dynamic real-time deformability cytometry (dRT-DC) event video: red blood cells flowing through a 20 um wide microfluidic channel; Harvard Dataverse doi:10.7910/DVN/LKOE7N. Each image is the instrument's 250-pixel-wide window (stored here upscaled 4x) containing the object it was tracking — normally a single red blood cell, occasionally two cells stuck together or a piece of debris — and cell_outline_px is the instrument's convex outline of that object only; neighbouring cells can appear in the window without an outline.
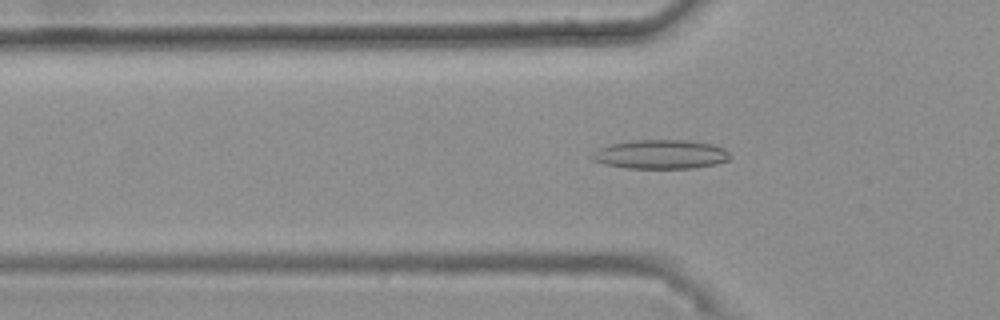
{"species": "common noctule bat (a hibernating species)", "species_latin": "Nyctalus noctula", "temperature_condition": "warm", "stored_images_in_passage": 47, "camera_frame_rate_fps": 3000, "um_per_image_px": 0.085, "animal": {"sex": "female", "body_mass_g": 25.1}, "frame": {"image": 1, "passage_image": 17, "time_ms": 5.333, "image_size_px": [1000, 320], "cell_outline_px": [[732, 156], [728, 160], [716, 164], [696, 168], [628, 168], [604, 164], [592, 160], [588, 156], [596, 148], [608, 144], [632, 140], [684, 140], [712, 144], [724, 148]], "centroid_in_image_um": [56.1, 13.12], "position_along_channel_um": 69.7, "area_um2": 23.7}}
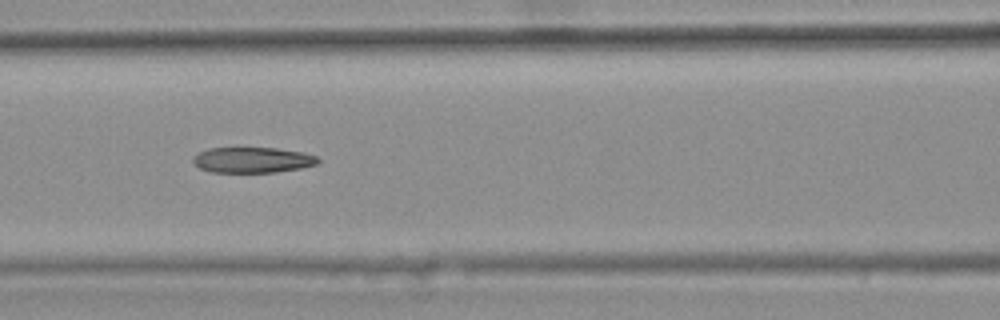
{"frame": {"image": 2, "passage_image": 23, "time_ms": 7.333, "image_size_px": [1000, 320], "cell_outline_px": [[320, 160], [316, 164], [300, 168], [276, 172], [212, 172], [200, 168], [192, 160], [192, 156], [208, 148], [276, 148], [304, 152], [316, 156]], "centroid_in_image_um": [21.46, 13.59], "position_along_channel_um": 145.1, "area_um2": 18.55}}
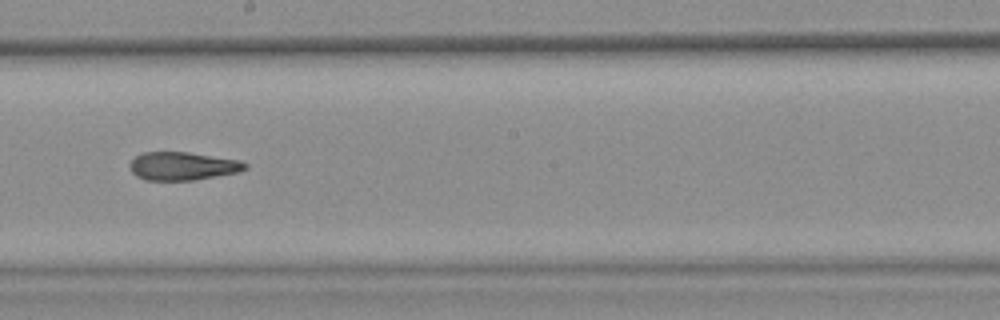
{"frame": {"image": 3, "passage_image": 30, "time_ms": 9.667, "image_size_px": [1000, 320], "cell_outline_px": [[248, 168], [240, 172], [192, 180], [144, 180], [136, 176], [132, 172], [128, 164], [136, 156], [144, 152], [188, 152], [240, 160], [248, 164]], "centroid_in_image_um": [15.53, 14.12], "position_along_channel_um": 232.7, "area_um2": 19.02}, "authors_computed_cell_mechanics": {"area_um2": 20.2878, "velocity_mm_per_s": 3.7617, "shape_relaxation_time_tau1_ms": null, "shape_relaxation_time_tau2_ms": 2.733, "deformation_change_tau1": null, "deformation_change_tau2": 0.124}}